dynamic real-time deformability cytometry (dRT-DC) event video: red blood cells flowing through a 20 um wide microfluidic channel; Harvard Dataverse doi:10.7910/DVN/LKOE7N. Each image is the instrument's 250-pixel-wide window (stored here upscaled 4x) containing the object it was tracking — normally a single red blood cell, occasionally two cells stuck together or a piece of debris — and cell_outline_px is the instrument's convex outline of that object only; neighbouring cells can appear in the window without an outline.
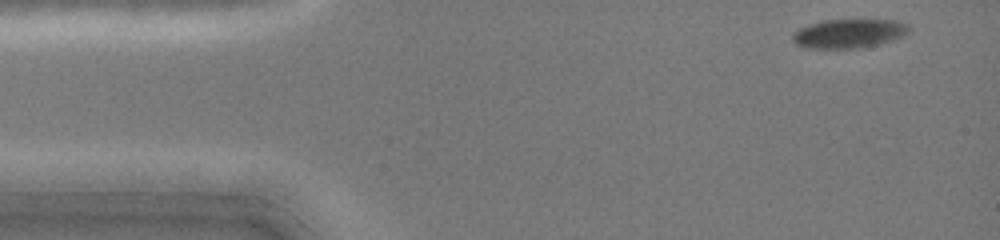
{"species": "common noctule bat (a hibernating species)", "species_latin": "Nyctalus noctula", "temperature_condition": "cold", "stored_images_in_passage": 40, "camera_frame_rate_fps": 3000, "um_per_image_px": 0.085, "animal": {"sex": "female", "body_mass_g": 19.0, "forearm_length_mm": 51.5}, "frame": {"image": 1, "passage_image": 1, "time_ms": 0.0, "image_size_px": [1000, 240], "cell_outline_px": [[912, 28], [908, 32], [900, 36], [876, 44], [860, 48], [804, 48], [796, 44], [792, 40], [792, 36], [800, 28], [808, 24], [824, 20], [896, 20], [908, 24]], "centroid_in_image_um": [72.12, 2.84], "position_along_channel_um": 12.9, "area_um2": 19.42}}
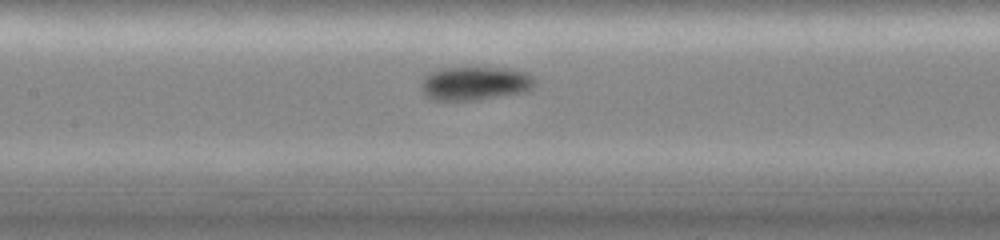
{"frame": {"image": 2, "passage_image": 19, "time_ms": 6.0, "image_size_px": [1000, 240], "cell_outline_px": [[536, 84], [532, 88], [524, 92], [472, 100], [432, 100], [420, 88], [420, 84], [424, 76], [428, 72], [436, 68], [508, 68], [528, 72], [536, 80]], "centroid_in_image_um": [40.36, 7.07], "position_along_channel_um": 167.0, "area_um2": 22.43}}
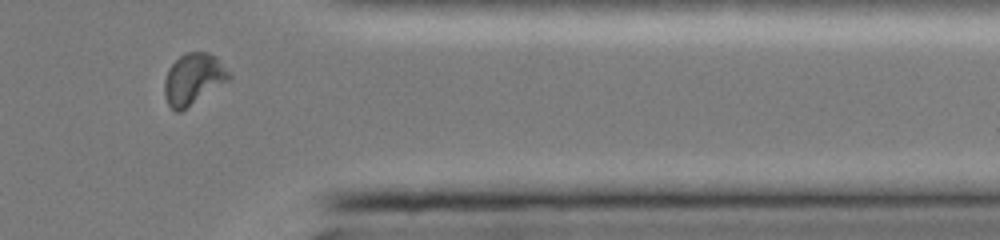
{"frame": {"image": 3, "passage_image": 36, "time_ms": 11.667, "image_size_px": [1000, 240], "cell_outline_px": [[232, 76], [228, 80], [180, 112], [176, 112], [168, 104], [164, 96], [164, 80], [168, 68], [184, 52], [208, 52], [216, 56]], "centroid_in_image_um": [16.41, 6.7], "position_along_channel_um": 395.0, "area_um2": 19.07}, "authors_computed_cell_mechanics": {"area_um2": 20.7213, "velocity_mm_per_s": 4.0819, "shape_relaxation_time_tau1_ms": null, "shape_relaxation_time_tau2_ms": 2.668, "deformation_change_tau1": null, "deformation_change_tau2": 0.0444}}